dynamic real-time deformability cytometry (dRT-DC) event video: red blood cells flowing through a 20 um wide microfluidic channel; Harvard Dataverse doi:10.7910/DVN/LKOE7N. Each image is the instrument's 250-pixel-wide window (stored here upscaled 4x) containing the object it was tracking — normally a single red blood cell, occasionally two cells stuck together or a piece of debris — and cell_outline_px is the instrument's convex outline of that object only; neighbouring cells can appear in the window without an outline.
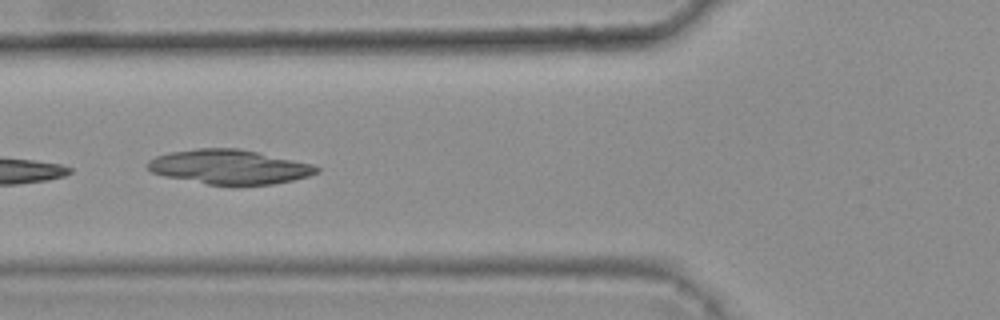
{"species": "common noctule bat (a hibernating species)", "species_latin": "Nyctalus noctula", "temperature_condition": "warm", "stored_images_in_passage": 6, "camera_frame_rate_fps": 3000, "um_per_image_px": 0.085, "animal": {"sex": "female", "body_mass_g": 25.1}, "frame": {"image": 1, "passage_image": 4, "time_ms": 1.0, "image_size_px": [1000, 320], "cell_outline_px": [[320, 168], [316, 172], [308, 176], [292, 180], [272, 184], [236, 188], [208, 184], [164, 176], [152, 172], [144, 164], [148, 160], [156, 156], [168, 152], [196, 148], [240, 148], [312, 164]], "centroid_in_image_um": [19.45, 14.21], "position_along_channel_um": 106.3, "area_um2": 34.56}}
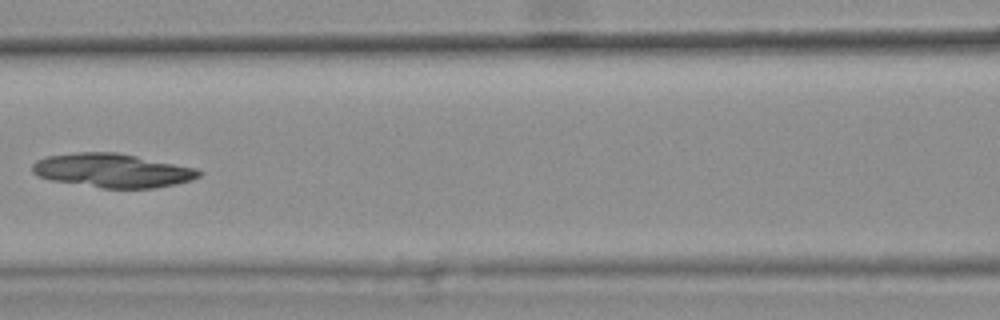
{"frame": {"image": 2, "passage_image": 5, "time_ms": 1.333, "image_size_px": [1000, 320], "cell_outline_px": [[204, 172], [200, 176], [192, 180], [176, 184], [152, 188], [100, 188], [52, 180], [40, 176], [32, 172], [32, 164], [36, 160], [44, 156], [76, 152], [116, 152], [196, 168]], "centroid_in_image_um": [9.55, 14.49], "position_along_channel_um": 157.1, "area_um2": 32.89}}